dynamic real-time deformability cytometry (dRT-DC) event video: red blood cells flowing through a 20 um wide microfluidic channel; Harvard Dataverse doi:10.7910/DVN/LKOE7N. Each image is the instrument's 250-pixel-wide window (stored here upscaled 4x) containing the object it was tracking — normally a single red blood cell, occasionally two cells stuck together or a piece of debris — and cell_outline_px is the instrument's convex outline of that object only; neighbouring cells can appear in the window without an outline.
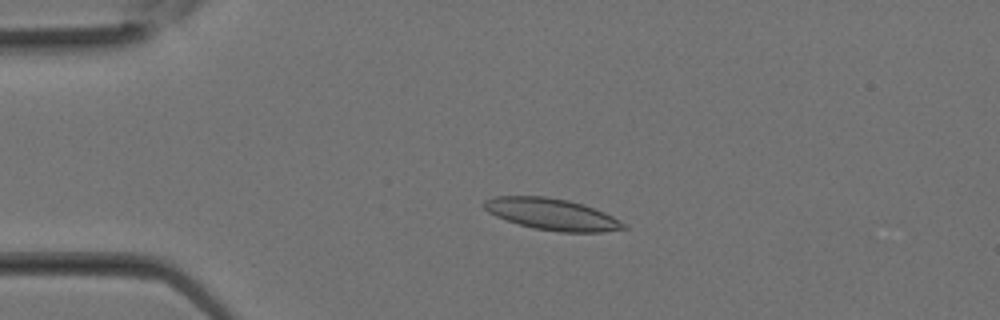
{"species": "Egyptian fruit bat (a non-hibernating species)", "species_latin": "Rousettus aegyptiacus", "temperature_condition": "room temperature", "stored_images_in_passage": 12, "camera_frame_rate_fps": 3000, "um_per_image_px": 0.085, "animal": {"sex": "female"}, "frame": {"image": 1, "passage_image": 6, "time_ms": 1.667, "image_size_px": [1000, 320], "cell_outline_px": [[628, 228], [600, 232], [560, 232], [532, 228], [496, 216], [488, 212], [484, 208], [484, 200], [496, 196], [544, 196], [568, 200], [584, 204], [604, 212], [628, 224]], "centroid_in_image_um": [46.95, 18.21], "position_along_channel_um": 38.1, "area_um2": 25.61}}
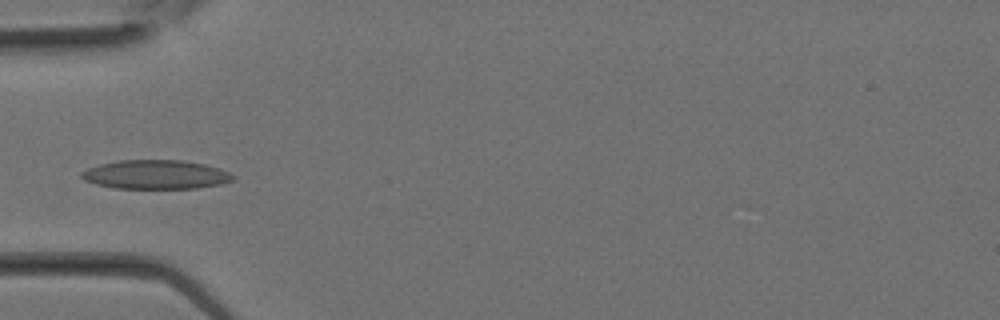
{"frame": {"image": 2, "passage_image": 9, "time_ms": 2.667, "image_size_px": [1000, 320], "cell_outline_px": [[236, 176], [232, 180], [220, 184], [196, 188], [116, 188], [96, 184], [84, 180], [80, 176], [80, 172], [88, 168], [100, 164], [120, 160], [180, 160], [204, 164], [220, 168]], "centroid_in_image_um": [13.23, 14.83], "position_along_channel_um": 71.8, "area_um2": 25.49}}
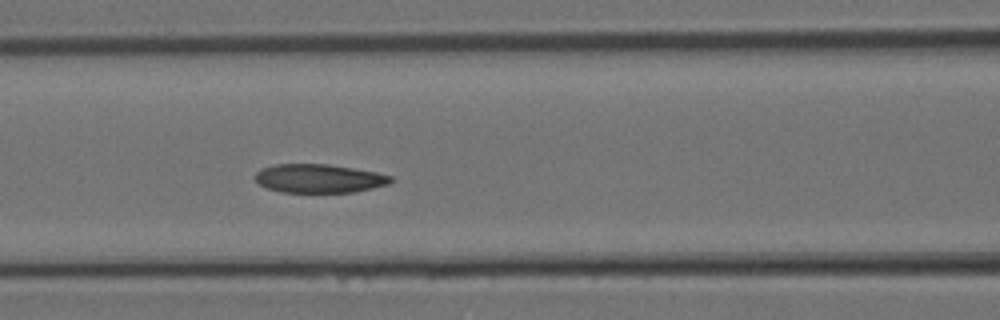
{"frame": {"image": 3, "passage_image": 12, "time_ms": 3.667, "image_size_px": [1000, 320], "cell_outline_px": [[392, 180], [388, 184], [372, 188], [352, 192], [280, 192], [268, 188], [260, 184], [256, 180], [256, 172], [260, 168], [276, 164], [328, 164], [376, 172], [392, 176]], "centroid_in_image_um": [27.1, 15.16], "position_along_channel_um": 139.5, "area_um2": 22.48}}